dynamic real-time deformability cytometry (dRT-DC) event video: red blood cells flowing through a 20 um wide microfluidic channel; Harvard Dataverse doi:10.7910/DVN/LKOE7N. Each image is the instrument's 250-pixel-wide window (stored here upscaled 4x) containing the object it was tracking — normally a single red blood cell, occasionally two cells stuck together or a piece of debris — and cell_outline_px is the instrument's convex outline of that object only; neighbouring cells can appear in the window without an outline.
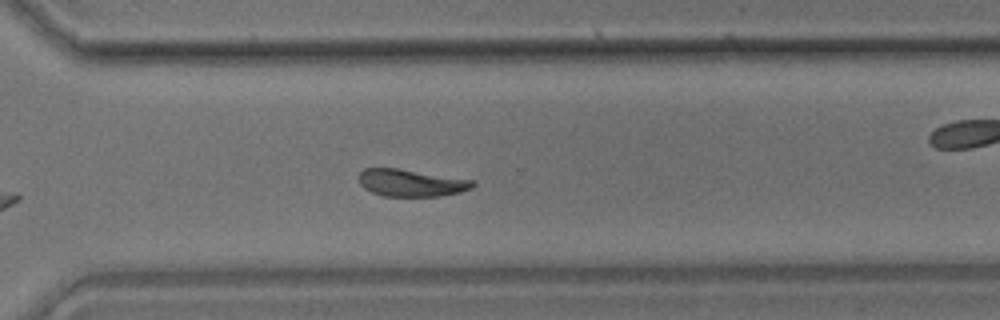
{"species": "common noctule bat (a hibernating species)", "species_latin": "Nyctalus noctula", "temperature_condition": "room temperature", "stored_images_in_passage": 33, "camera_frame_rate_fps": 3000, "um_per_image_px": 0.085, "animal": {"sex": "male", "body_mass_g": 17.9}, "frame": {"image": 1, "passage_image": 24, "time_ms": 7.667, "image_size_px": [1000, 320], "cell_outline_px": [[476, 184], [472, 188], [460, 192], [440, 196], [384, 196], [372, 192], [364, 188], [360, 184], [360, 172], [364, 168], [400, 168], [476, 180]], "centroid_in_image_um": [34.99, 15.53], "position_along_channel_um": 335.6, "area_um2": 18.21}}